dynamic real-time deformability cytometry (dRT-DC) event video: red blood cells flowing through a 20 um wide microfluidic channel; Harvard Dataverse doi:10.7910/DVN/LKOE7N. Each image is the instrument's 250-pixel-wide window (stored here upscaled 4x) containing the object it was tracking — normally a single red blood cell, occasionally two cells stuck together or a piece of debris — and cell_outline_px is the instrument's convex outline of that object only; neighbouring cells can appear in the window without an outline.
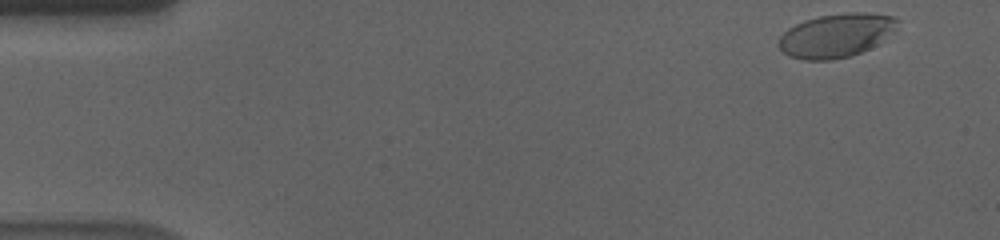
{"species": "human", "species_latin": "Homo sapiens", "temperature_condition": "cold", "stored_images_in_passage": 56, "camera_frame_rate_fps": 3000, "um_per_image_px": 0.085, "donor": {"sex": "male"}, "frame": {"image": 1, "passage_image": 2, "time_ms": 0.333, "image_size_px": [1000, 240], "cell_outline_px": [[900, 20], [896, 28], [892, 32], [876, 44], [852, 56], [832, 60], [804, 60], [788, 56], [776, 44], [780, 36], [788, 28], [804, 20], [820, 16], [852, 12], [864, 12], [892, 16]], "centroid_in_image_um": [71.04, 3.02], "position_along_channel_um": 14.0, "area_um2": 30.17}}
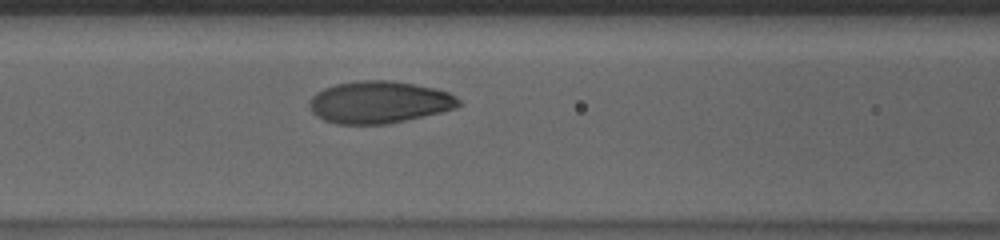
{"frame": {"image": 2, "passage_image": 23, "time_ms": 7.333, "image_size_px": [1000, 240], "cell_outline_px": [[464, 104], [456, 108], [440, 112], [388, 124], [336, 124], [324, 120], [316, 116], [312, 112], [308, 104], [308, 100], [316, 92], [324, 88], [336, 84], [360, 80], [392, 80], [432, 88], [448, 92], [460, 100]], "centroid_in_image_um": [32.2, 8.69], "position_along_channel_um": 134.4, "area_um2": 36.7}}
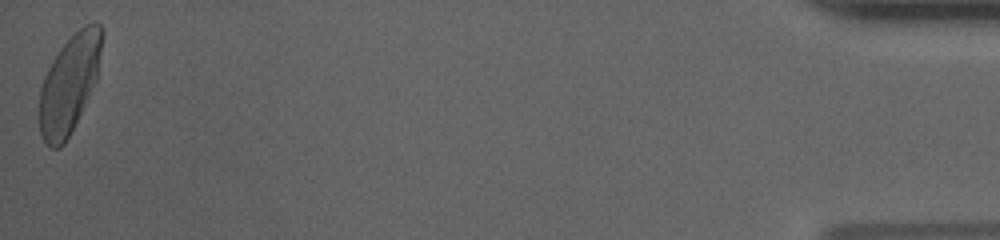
{"frame": {"image": 3, "passage_image": 56, "time_ms": 18.333, "image_size_px": [1000, 240], "cell_outline_px": [[104, 36], [96, 80], [64, 144], [60, 148], [52, 148], [44, 140], [40, 132], [40, 88], [44, 76], [52, 60], [60, 48], [84, 24], [96, 20], [104, 28]], "centroid_in_image_um": [5.92, 7.05], "position_along_channel_um": 429.3, "area_um2": 35.32}, "authors_computed_cell_mechanics": {"area_um2": 35.836, "velocity_mm_per_s": 3.5277, "shape_relaxation_time_tau1_ms": 4.2081, "shape_relaxation_time_tau2_ms": null, "deformation_change_tau1": 0.1699, "deformation_change_tau2": null}}